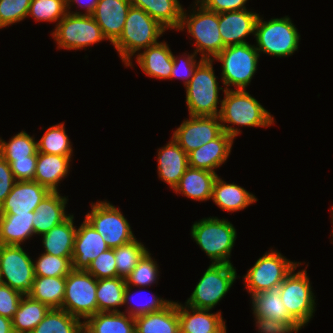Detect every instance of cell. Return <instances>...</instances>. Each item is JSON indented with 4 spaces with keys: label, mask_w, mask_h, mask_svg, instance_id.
I'll return each instance as SVG.
<instances>
[{
    "label": "cell",
    "mask_w": 333,
    "mask_h": 333,
    "mask_svg": "<svg viewBox=\"0 0 333 333\" xmlns=\"http://www.w3.org/2000/svg\"><path fill=\"white\" fill-rule=\"evenodd\" d=\"M180 333L226 332L225 321L220 312L183 306L177 302Z\"/></svg>",
    "instance_id": "21"
},
{
    "label": "cell",
    "mask_w": 333,
    "mask_h": 333,
    "mask_svg": "<svg viewBox=\"0 0 333 333\" xmlns=\"http://www.w3.org/2000/svg\"><path fill=\"white\" fill-rule=\"evenodd\" d=\"M130 0H99L92 17L112 45L121 36L127 13L131 7Z\"/></svg>",
    "instance_id": "18"
},
{
    "label": "cell",
    "mask_w": 333,
    "mask_h": 333,
    "mask_svg": "<svg viewBox=\"0 0 333 333\" xmlns=\"http://www.w3.org/2000/svg\"><path fill=\"white\" fill-rule=\"evenodd\" d=\"M67 198L59 192H50L34 211L33 229L35 234H45L54 226L65 221L70 214H66Z\"/></svg>",
    "instance_id": "23"
},
{
    "label": "cell",
    "mask_w": 333,
    "mask_h": 333,
    "mask_svg": "<svg viewBox=\"0 0 333 333\" xmlns=\"http://www.w3.org/2000/svg\"><path fill=\"white\" fill-rule=\"evenodd\" d=\"M259 52L249 43L226 46L214 59L222 63V82L225 90L235 86L245 90L250 84L258 65Z\"/></svg>",
    "instance_id": "7"
},
{
    "label": "cell",
    "mask_w": 333,
    "mask_h": 333,
    "mask_svg": "<svg viewBox=\"0 0 333 333\" xmlns=\"http://www.w3.org/2000/svg\"><path fill=\"white\" fill-rule=\"evenodd\" d=\"M51 35L58 49L68 50L83 49L106 39L92 15H83L81 12L67 13Z\"/></svg>",
    "instance_id": "9"
},
{
    "label": "cell",
    "mask_w": 333,
    "mask_h": 333,
    "mask_svg": "<svg viewBox=\"0 0 333 333\" xmlns=\"http://www.w3.org/2000/svg\"><path fill=\"white\" fill-rule=\"evenodd\" d=\"M71 157L38 152L34 181L57 192L59 181L68 174Z\"/></svg>",
    "instance_id": "24"
},
{
    "label": "cell",
    "mask_w": 333,
    "mask_h": 333,
    "mask_svg": "<svg viewBox=\"0 0 333 333\" xmlns=\"http://www.w3.org/2000/svg\"><path fill=\"white\" fill-rule=\"evenodd\" d=\"M96 279L117 277L114 249H108L95 258L86 269Z\"/></svg>",
    "instance_id": "45"
},
{
    "label": "cell",
    "mask_w": 333,
    "mask_h": 333,
    "mask_svg": "<svg viewBox=\"0 0 333 333\" xmlns=\"http://www.w3.org/2000/svg\"><path fill=\"white\" fill-rule=\"evenodd\" d=\"M67 14L66 0H31L28 16L39 21H60Z\"/></svg>",
    "instance_id": "42"
},
{
    "label": "cell",
    "mask_w": 333,
    "mask_h": 333,
    "mask_svg": "<svg viewBox=\"0 0 333 333\" xmlns=\"http://www.w3.org/2000/svg\"><path fill=\"white\" fill-rule=\"evenodd\" d=\"M224 99L220 100V122L223 131L234 139L240 133V129L231 125L250 127H269L274 123V117L246 90H223Z\"/></svg>",
    "instance_id": "1"
},
{
    "label": "cell",
    "mask_w": 333,
    "mask_h": 333,
    "mask_svg": "<svg viewBox=\"0 0 333 333\" xmlns=\"http://www.w3.org/2000/svg\"><path fill=\"white\" fill-rule=\"evenodd\" d=\"M135 333H180L177 302L160 311L135 317Z\"/></svg>",
    "instance_id": "27"
},
{
    "label": "cell",
    "mask_w": 333,
    "mask_h": 333,
    "mask_svg": "<svg viewBox=\"0 0 333 333\" xmlns=\"http://www.w3.org/2000/svg\"><path fill=\"white\" fill-rule=\"evenodd\" d=\"M91 213H87L85 220L101 234L110 249L125 245L135 239L130 224L111 203L96 202L92 205Z\"/></svg>",
    "instance_id": "10"
},
{
    "label": "cell",
    "mask_w": 333,
    "mask_h": 333,
    "mask_svg": "<svg viewBox=\"0 0 333 333\" xmlns=\"http://www.w3.org/2000/svg\"><path fill=\"white\" fill-rule=\"evenodd\" d=\"M31 0H0V28L27 18Z\"/></svg>",
    "instance_id": "44"
},
{
    "label": "cell",
    "mask_w": 333,
    "mask_h": 333,
    "mask_svg": "<svg viewBox=\"0 0 333 333\" xmlns=\"http://www.w3.org/2000/svg\"><path fill=\"white\" fill-rule=\"evenodd\" d=\"M301 263L292 262L281 253L270 250L260 257L244 275L245 287L250 295L261 293L276 284L282 283L293 269Z\"/></svg>",
    "instance_id": "12"
},
{
    "label": "cell",
    "mask_w": 333,
    "mask_h": 333,
    "mask_svg": "<svg viewBox=\"0 0 333 333\" xmlns=\"http://www.w3.org/2000/svg\"><path fill=\"white\" fill-rule=\"evenodd\" d=\"M74 216H70L62 223L54 226L43 236L45 253L57 257H72L74 249V238L77 228L73 222Z\"/></svg>",
    "instance_id": "29"
},
{
    "label": "cell",
    "mask_w": 333,
    "mask_h": 333,
    "mask_svg": "<svg viewBox=\"0 0 333 333\" xmlns=\"http://www.w3.org/2000/svg\"><path fill=\"white\" fill-rule=\"evenodd\" d=\"M126 315L125 312H97L83 322V333H135V318Z\"/></svg>",
    "instance_id": "30"
},
{
    "label": "cell",
    "mask_w": 333,
    "mask_h": 333,
    "mask_svg": "<svg viewBox=\"0 0 333 333\" xmlns=\"http://www.w3.org/2000/svg\"><path fill=\"white\" fill-rule=\"evenodd\" d=\"M50 309L48 305L24 295L12 318L14 333H31Z\"/></svg>",
    "instance_id": "34"
},
{
    "label": "cell",
    "mask_w": 333,
    "mask_h": 333,
    "mask_svg": "<svg viewBox=\"0 0 333 333\" xmlns=\"http://www.w3.org/2000/svg\"><path fill=\"white\" fill-rule=\"evenodd\" d=\"M259 14L247 9L219 13V32L225 46L248 43L244 39L255 33Z\"/></svg>",
    "instance_id": "20"
},
{
    "label": "cell",
    "mask_w": 333,
    "mask_h": 333,
    "mask_svg": "<svg viewBox=\"0 0 333 333\" xmlns=\"http://www.w3.org/2000/svg\"><path fill=\"white\" fill-rule=\"evenodd\" d=\"M108 249L101 234L84 220L74 238L72 269L86 270L95 258Z\"/></svg>",
    "instance_id": "17"
},
{
    "label": "cell",
    "mask_w": 333,
    "mask_h": 333,
    "mask_svg": "<svg viewBox=\"0 0 333 333\" xmlns=\"http://www.w3.org/2000/svg\"><path fill=\"white\" fill-rule=\"evenodd\" d=\"M136 55V61L146 75L158 79H170L173 53L166 42H158Z\"/></svg>",
    "instance_id": "25"
},
{
    "label": "cell",
    "mask_w": 333,
    "mask_h": 333,
    "mask_svg": "<svg viewBox=\"0 0 333 333\" xmlns=\"http://www.w3.org/2000/svg\"><path fill=\"white\" fill-rule=\"evenodd\" d=\"M256 49L268 55L286 57L298 50L300 35L291 19L271 18L268 22L258 16L255 24Z\"/></svg>",
    "instance_id": "6"
},
{
    "label": "cell",
    "mask_w": 333,
    "mask_h": 333,
    "mask_svg": "<svg viewBox=\"0 0 333 333\" xmlns=\"http://www.w3.org/2000/svg\"><path fill=\"white\" fill-rule=\"evenodd\" d=\"M125 288V279L121 277L97 279L98 312H121L116 308L124 305Z\"/></svg>",
    "instance_id": "36"
},
{
    "label": "cell",
    "mask_w": 333,
    "mask_h": 333,
    "mask_svg": "<svg viewBox=\"0 0 333 333\" xmlns=\"http://www.w3.org/2000/svg\"><path fill=\"white\" fill-rule=\"evenodd\" d=\"M0 333H14L12 319L0 315Z\"/></svg>",
    "instance_id": "54"
},
{
    "label": "cell",
    "mask_w": 333,
    "mask_h": 333,
    "mask_svg": "<svg viewBox=\"0 0 333 333\" xmlns=\"http://www.w3.org/2000/svg\"><path fill=\"white\" fill-rule=\"evenodd\" d=\"M31 333H83V322L61 308H51Z\"/></svg>",
    "instance_id": "37"
},
{
    "label": "cell",
    "mask_w": 333,
    "mask_h": 333,
    "mask_svg": "<svg viewBox=\"0 0 333 333\" xmlns=\"http://www.w3.org/2000/svg\"><path fill=\"white\" fill-rule=\"evenodd\" d=\"M136 239L114 248L117 277L125 279L148 252L147 248Z\"/></svg>",
    "instance_id": "39"
},
{
    "label": "cell",
    "mask_w": 333,
    "mask_h": 333,
    "mask_svg": "<svg viewBox=\"0 0 333 333\" xmlns=\"http://www.w3.org/2000/svg\"><path fill=\"white\" fill-rule=\"evenodd\" d=\"M217 174L207 170L188 167L174 191L196 201L212 198L213 184Z\"/></svg>",
    "instance_id": "26"
},
{
    "label": "cell",
    "mask_w": 333,
    "mask_h": 333,
    "mask_svg": "<svg viewBox=\"0 0 333 333\" xmlns=\"http://www.w3.org/2000/svg\"><path fill=\"white\" fill-rule=\"evenodd\" d=\"M24 295L0 283V315L12 319Z\"/></svg>",
    "instance_id": "49"
},
{
    "label": "cell",
    "mask_w": 333,
    "mask_h": 333,
    "mask_svg": "<svg viewBox=\"0 0 333 333\" xmlns=\"http://www.w3.org/2000/svg\"><path fill=\"white\" fill-rule=\"evenodd\" d=\"M223 132L219 116H191L173 132V138L188 154Z\"/></svg>",
    "instance_id": "15"
},
{
    "label": "cell",
    "mask_w": 333,
    "mask_h": 333,
    "mask_svg": "<svg viewBox=\"0 0 333 333\" xmlns=\"http://www.w3.org/2000/svg\"><path fill=\"white\" fill-rule=\"evenodd\" d=\"M155 259L147 252L139 261L133 271L125 278L127 286L148 287L156 283L159 276L158 266ZM148 285V286H147Z\"/></svg>",
    "instance_id": "43"
},
{
    "label": "cell",
    "mask_w": 333,
    "mask_h": 333,
    "mask_svg": "<svg viewBox=\"0 0 333 333\" xmlns=\"http://www.w3.org/2000/svg\"><path fill=\"white\" fill-rule=\"evenodd\" d=\"M6 161L10 164V169L16 181H34L37 155Z\"/></svg>",
    "instance_id": "50"
},
{
    "label": "cell",
    "mask_w": 333,
    "mask_h": 333,
    "mask_svg": "<svg viewBox=\"0 0 333 333\" xmlns=\"http://www.w3.org/2000/svg\"><path fill=\"white\" fill-rule=\"evenodd\" d=\"M255 317V324L260 333H298L302 326L297 321H278L265 317Z\"/></svg>",
    "instance_id": "48"
},
{
    "label": "cell",
    "mask_w": 333,
    "mask_h": 333,
    "mask_svg": "<svg viewBox=\"0 0 333 333\" xmlns=\"http://www.w3.org/2000/svg\"><path fill=\"white\" fill-rule=\"evenodd\" d=\"M50 192L36 181H16L0 206V214H30Z\"/></svg>",
    "instance_id": "16"
},
{
    "label": "cell",
    "mask_w": 333,
    "mask_h": 333,
    "mask_svg": "<svg viewBox=\"0 0 333 333\" xmlns=\"http://www.w3.org/2000/svg\"><path fill=\"white\" fill-rule=\"evenodd\" d=\"M295 269L282 282L281 298L288 313L303 327L315 311V296L310 278L305 269L294 273Z\"/></svg>",
    "instance_id": "14"
},
{
    "label": "cell",
    "mask_w": 333,
    "mask_h": 333,
    "mask_svg": "<svg viewBox=\"0 0 333 333\" xmlns=\"http://www.w3.org/2000/svg\"><path fill=\"white\" fill-rule=\"evenodd\" d=\"M158 176L174 190L188 165V154L172 138L158 149Z\"/></svg>",
    "instance_id": "22"
},
{
    "label": "cell",
    "mask_w": 333,
    "mask_h": 333,
    "mask_svg": "<svg viewBox=\"0 0 333 333\" xmlns=\"http://www.w3.org/2000/svg\"><path fill=\"white\" fill-rule=\"evenodd\" d=\"M66 276H35L30 293L32 299L48 305L50 308H61L65 294Z\"/></svg>",
    "instance_id": "35"
},
{
    "label": "cell",
    "mask_w": 333,
    "mask_h": 333,
    "mask_svg": "<svg viewBox=\"0 0 333 333\" xmlns=\"http://www.w3.org/2000/svg\"><path fill=\"white\" fill-rule=\"evenodd\" d=\"M72 270V257H57L43 252L34 262L35 276L61 277Z\"/></svg>",
    "instance_id": "41"
},
{
    "label": "cell",
    "mask_w": 333,
    "mask_h": 333,
    "mask_svg": "<svg viewBox=\"0 0 333 333\" xmlns=\"http://www.w3.org/2000/svg\"><path fill=\"white\" fill-rule=\"evenodd\" d=\"M233 224L218 217L203 218L192 225L191 236L213 264H232L229 260L236 240Z\"/></svg>",
    "instance_id": "3"
},
{
    "label": "cell",
    "mask_w": 333,
    "mask_h": 333,
    "mask_svg": "<svg viewBox=\"0 0 333 333\" xmlns=\"http://www.w3.org/2000/svg\"><path fill=\"white\" fill-rule=\"evenodd\" d=\"M34 211L30 214H0V245H16L34 236Z\"/></svg>",
    "instance_id": "31"
},
{
    "label": "cell",
    "mask_w": 333,
    "mask_h": 333,
    "mask_svg": "<svg viewBox=\"0 0 333 333\" xmlns=\"http://www.w3.org/2000/svg\"><path fill=\"white\" fill-rule=\"evenodd\" d=\"M282 283L251 296L253 314L278 321H296L287 311L281 298Z\"/></svg>",
    "instance_id": "32"
},
{
    "label": "cell",
    "mask_w": 333,
    "mask_h": 333,
    "mask_svg": "<svg viewBox=\"0 0 333 333\" xmlns=\"http://www.w3.org/2000/svg\"><path fill=\"white\" fill-rule=\"evenodd\" d=\"M198 8L193 10L192 14H186L183 9L180 30L187 27L188 33L195 39L194 52L201 53V58L214 59L226 46L223 44L219 32V14L203 8L195 2ZM195 11V12H194Z\"/></svg>",
    "instance_id": "5"
},
{
    "label": "cell",
    "mask_w": 333,
    "mask_h": 333,
    "mask_svg": "<svg viewBox=\"0 0 333 333\" xmlns=\"http://www.w3.org/2000/svg\"><path fill=\"white\" fill-rule=\"evenodd\" d=\"M132 6L143 9L166 29L178 30L183 8L178 0H130Z\"/></svg>",
    "instance_id": "33"
},
{
    "label": "cell",
    "mask_w": 333,
    "mask_h": 333,
    "mask_svg": "<svg viewBox=\"0 0 333 333\" xmlns=\"http://www.w3.org/2000/svg\"><path fill=\"white\" fill-rule=\"evenodd\" d=\"M213 60L204 59L195 69L186 87V104L191 116H219V90L212 67Z\"/></svg>",
    "instance_id": "4"
},
{
    "label": "cell",
    "mask_w": 333,
    "mask_h": 333,
    "mask_svg": "<svg viewBox=\"0 0 333 333\" xmlns=\"http://www.w3.org/2000/svg\"><path fill=\"white\" fill-rule=\"evenodd\" d=\"M232 264H213L207 268L185 305L211 310L230 290L237 278Z\"/></svg>",
    "instance_id": "8"
},
{
    "label": "cell",
    "mask_w": 333,
    "mask_h": 333,
    "mask_svg": "<svg viewBox=\"0 0 333 333\" xmlns=\"http://www.w3.org/2000/svg\"><path fill=\"white\" fill-rule=\"evenodd\" d=\"M83 1V2H82ZM84 1H87L84 5ZM99 0H66V6H67V13L71 12L69 9L71 8V3H78L80 7H84L86 9L85 13L83 15H92L96 9V6L98 4ZM83 5H82V3Z\"/></svg>",
    "instance_id": "53"
},
{
    "label": "cell",
    "mask_w": 333,
    "mask_h": 333,
    "mask_svg": "<svg viewBox=\"0 0 333 333\" xmlns=\"http://www.w3.org/2000/svg\"><path fill=\"white\" fill-rule=\"evenodd\" d=\"M234 138L223 131L217 138L188 153L189 167L215 172L227 160Z\"/></svg>",
    "instance_id": "19"
},
{
    "label": "cell",
    "mask_w": 333,
    "mask_h": 333,
    "mask_svg": "<svg viewBox=\"0 0 333 333\" xmlns=\"http://www.w3.org/2000/svg\"><path fill=\"white\" fill-rule=\"evenodd\" d=\"M0 155L5 160H16L38 155L37 141L26 131L14 135L9 142L0 138Z\"/></svg>",
    "instance_id": "40"
},
{
    "label": "cell",
    "mask_w": 333,
    "mask_h": 333,
    "mask_svg": "<svg viewBox=\"0 0 333 333\" xmlns=\"http://www.w3.org/2000/svg\"><path fill=\"white\" fill-rule=\"evenodd\" d=\"M331 210H332V212H333V206H332V209H331ZM332 219H333V213H332ZM332 223H333V221H332ZM332 231H333V230H332ZM332 236H333V233H332Z\"/></svg>",
    "instance_id": "56"
},
{
    "label": "cell",
    "mask_w": 333,
    "mask_h": 333,
    "mask_svg": "<svg viewBox=\"0 0 333 333\" xmlns=\"http://www.w3.org/2000/svg\"><path fill=\"white\" fill-rule=\"evenodd\" d=\"M213 202L228 212L240 211L257 201L255 195L234 183H226L219 176L213 184Z\"/></svg>",
    "instance_id": "28"
},
{
    "label": "cell",
    "mask_w": 333,
    "mask_h": 333,
    "mask_svg": "<svg viewBox=\"0 0 333 333\" xmlns=\"http://www.w3.org/2000/svg\"><path fill=\"white\" fill-rule=\"evenodd\" d=\"M165 31L166 28L143 9L131 5L123 32L113 45L124 65L131 67L132 56L140 49L157 44V40Z\"/></svg>",
    "instance_id": "2"
},
{
    "label": "cell",
    "mask_w": 333,
    "mask_h": 333,
    "mask_svg": "<svg viewBox=\"0 0 333 333\" xmlns=\"http://www.w3.org/2000/svg\"><path fill=\"white\" fill-rule=\"evenodd\" d=\"M34 277V262L21 246L0 245V283L28 295Z\"/></svg>",
    "instance_id": "13"
},
{
    "label": "cell",
    "mask_w": 333,
    "mask_h": 333,
    "mask_svg": "<svg viewBox=\"0 0 333 333\" xmlns=\"http://www.w3.org/2000/svg\"><path fill=\"white\" fill-rule=\"evenodd\" d=\"M97 279L86 270H72L66 276L62 309L74 317L83 318L98 312Z\"/></svg>",
    "instance_id": "11"
},
{
    "label": "cell",
    "mask_w": 333,
    "mask_h": 333,
    "mask_svg": "<svg viewBox=\"0 0 333 333\" xmlns=\"http://www.w3.org/2000/svg\"><path fill=\"white\" fill-rule=\"evenodd\" d=\"M132 286H127L126 285V288H125V291H124V305L127 303L129 304L130 300L132 298L133 300V297H130V296H133L131 295V289ZM139 294V293H138ZM131 300V301H132ZM171 301L169 300H164L163 298H160L158 296H155L154 297L152 296L150 298V300H148V302H144L142 304H138L137 306H132L134 304H130L129 307L127 306V310H126V314H128L129 316H132V317H137V316H140V315H143V314H148V313H151V312H155V311H160L162 310L163 308H165ZM131 307V308H130Z\"/></svg>",
    "instance_id": "46"
},
{
    "label": "cell",
    "mask_w": 333,
    "mask_h": 333,
    "mask_svg": "<svg viewBox=\"0 0 333 333\" xmlns=\"http://www.w3.org/2000/svg\"><path fill=\"white\" fill-rule=\"evenodd\" d=\"M248 0H196L203 8L216 12L240 11L246 9Z\"/></svg>",
    "instance_id": "51"
},
{
    "label": "cell",
    "mask_w": 333,
    "mask_h": 333,
    "mask_svg": "<svg viewBox=\"0 0 333 333\" xmlns=\"http://www.w3.org/2000/svg\"><path fill=\"white\" fill-rule=\"evenodd\" d=\"M16 179L10 169V164L0 155V206L15 185Z\"/></svg>",
    "instance_id": "52"
},
{
    "label": "cell",
    "mask_w": 333,
    "mask_h": 333,
    "mask_svg": "<svg viewBox=\"0 0 333 333\" xmlns=\"http://www.w3.org/2000/svg\"><path fill=\"white\" fill-rule=\"evenodd\" d=\"M195 57V52L192 55L188 54L187 57L184 58H178L173 55V67L171 70L170 79L177 77L182 79L183 81L185 80L184 85L186 86L193 77L194 71L197 66L204 60L203 58H201L197 63Z\"/></svg>",
    "instance_id": "47"
},
{
    "label": "cell",
    "mask_w": 333,
    "mask_h": 333,
    "mask_svg": "<svg viewBox=\"0 0 333 333\" xmlns=\"http://www.w3.org/2000/svg\"><path fill=\"white\" fill-rule=\"evenodd\" d=\"M207 333H227V332H207Z\"/></svg>",
    "instance_id": "55"
},
{
    "label": "cell",
    "mask_w": 333,
    "mask_h": 333,
    "mask_svg": "<svg viewBox=\"0 0 333 333\" xmlns=\"http://www.w3.org/2000/svg\"><path fill=\"white\" fill-rule=\"evenodd\" d=\"M64 126V123H60L49 127L37 142L38 152L72 156V144Z\"/></svg>",
    "instance_id": "38"
}]
</instances>
